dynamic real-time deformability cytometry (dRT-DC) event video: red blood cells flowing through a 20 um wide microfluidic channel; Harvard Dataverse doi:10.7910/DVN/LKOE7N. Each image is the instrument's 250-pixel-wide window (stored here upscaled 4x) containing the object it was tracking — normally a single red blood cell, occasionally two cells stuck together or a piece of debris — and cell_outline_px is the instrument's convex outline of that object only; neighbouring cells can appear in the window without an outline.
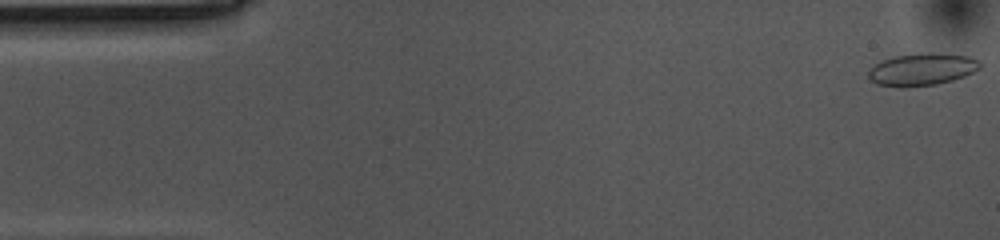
{"species": "common noctule bat (a hibernating species)", "species_latin": "Nyctalus noctula", "temperature_condition": "cold", "stored_images_in_passage": 55, "camera_frame_rate_fps": 3000, "um_per_image_px": 0.085, "animal": {"sex": "female", "body_mass_g": 10.0, "forearm_length_mm": 53.1}, "frame": {"image": 1, "passage_image": 1, "time_ms": 0.0, "image_size_px": [1000, 240], "cell_outline_px": [[980, 68], [964, 76], [952, 80], [936, 84], [904, 88], [900, 88], [876, 84], [868, 76], [868, 72], [876, 64], [884, 60], [896, 56], [928, 52], [968, 56], [980, 60]], "centroid_in_image_um": [78.37, 5.91], "position_along_channel_um": 6.6, "area_um2": 20.87}}
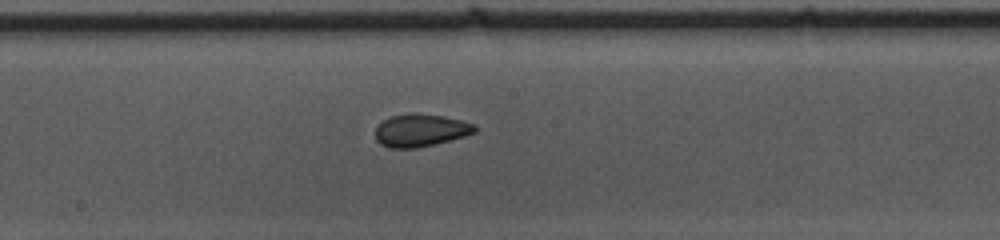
{"frame": {"image": 2, "passage_image": 28, "time_ms": 9.0, "image_size_px": [1000, 240], "cell_outline_px": [[476, 132], [464, 136], [436, 144], [416, 148], [388, 148], [380, 144], [376, 140], [376, 128], [384, 120], [392, 116], [412, 112], [416, 112], [444, 116], [476, 124]], "centroid_in_image_um": [35.75, 11.07], "position_along_channel_um": 212.4, "area_um2": 19.02}}
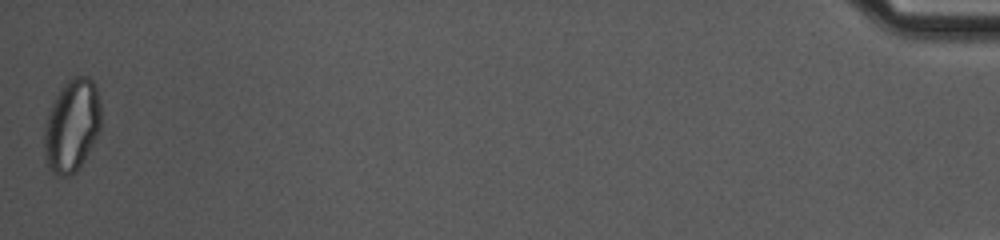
{"frame": {"image": 3, "passage_image": 55, "time_ms": 18.0, "image_size_px": [1000, 240], "cell_outline_px": [[100, 128], [84, 160], [76, 172], [68, 176], [64, 176], [52, 172], [48, 168], [44, 156], [44, 128], [52, 104], [60, 88], [68, 80], [76, 76], [88, 76], [96, 84], [100, 104]], "centroid_in_image_um": [6.1, 10.67], "position_along_channel_um": 429.1, "area_um2": 30.52}, "authors_computed_cell_mechanics": {"area_um2": 20.3456, "velocity_mm_per_s": 3.534, "shape_relaxation_time_tau1_ms": 8.7153, "shape_relaxation_time_tau2_ms": 2.4075, "deformation_change_tau1": 0.1351, "deformation_change_tau2": 0.0711}}